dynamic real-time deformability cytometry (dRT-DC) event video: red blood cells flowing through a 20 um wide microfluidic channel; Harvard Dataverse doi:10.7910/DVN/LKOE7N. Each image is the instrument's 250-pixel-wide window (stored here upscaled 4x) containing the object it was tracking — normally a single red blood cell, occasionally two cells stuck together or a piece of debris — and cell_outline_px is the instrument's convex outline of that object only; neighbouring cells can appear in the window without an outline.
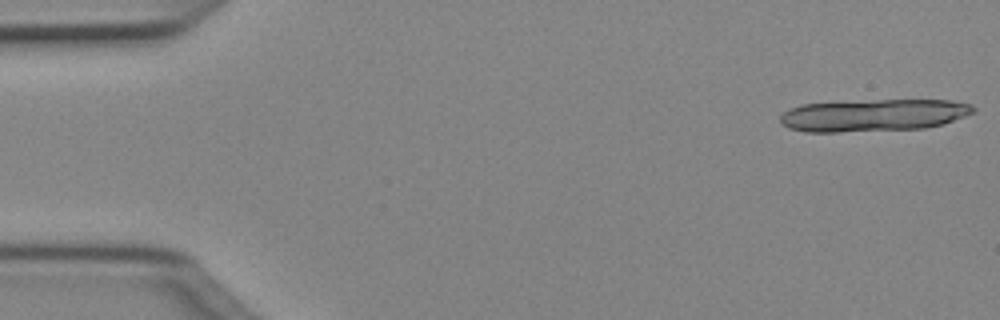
{"species": "Egyptian fruit bat (a non-hibernating species)", "species_latin": "Rousettus aegyptiacus", "temperature_condition": "cold", "stored_images_in_passage": 18, "camera_frame_rate_fps": 3000, "um_per_image_px": 0.085, "animal": {"sex": "female"}, "frame": {"image": 1, "passage_image": 1, "time_ms": 0.0, "image_size_px": [1000, 320], "cell_outline_px": [[976, 112], [944, 124], [924, 128], [840, 132], [804, 132], [788, 128], [780, 124], [780, 116], [784, 112], [792, 108], [804, 104], [876, 100], [952, 100], [972, 104], [976, 108]], "centroid_in_image_um": [74.28, 9.8], "position_along_channel_um": 10.7, "area_um2": 36.41}}
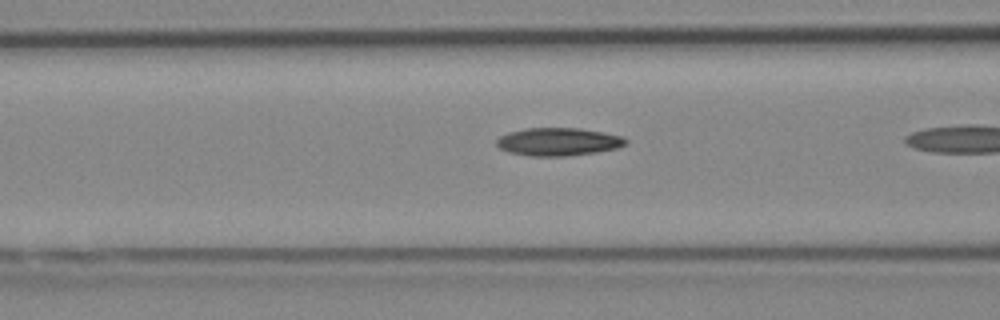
{"frame": {"image": 2, "passage_image": 17, "time_ms": 5.333, "image_size_px": [1000, 320], "cell_outline_px": [[628, 144], [616, 148], [596, 152], [568, 156], [528, 156], [508, 152], [500, 148], [496, 144], [496, 140], [500, 136], [508, 132], [528, 128], [580, 128], [604, 132], [620, 136], [628, 140]], "centroid_in_image_um": [47.45, 12.05], "position_along_channel_um": 119.2, "area_um2": 21.1}}